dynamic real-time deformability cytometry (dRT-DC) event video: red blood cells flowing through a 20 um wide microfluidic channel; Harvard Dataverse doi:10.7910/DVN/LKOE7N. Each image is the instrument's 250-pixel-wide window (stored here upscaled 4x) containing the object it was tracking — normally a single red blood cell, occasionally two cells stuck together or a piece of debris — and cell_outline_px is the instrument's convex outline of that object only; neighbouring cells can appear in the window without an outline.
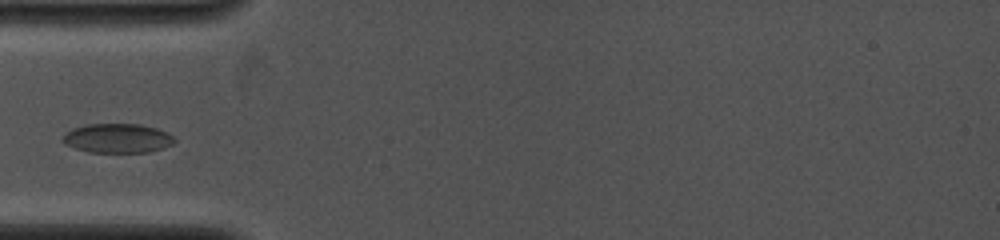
{"species": "common noctule bat (a hibernating species)", "species_latin": "Nyctalus noctula", "temperature_condition": "cold", "stored_images_in_passage": 3, "camera_frame_rate_fps": 4000, "um_per_image_px": 0.085, "animal": {"sex": "female", "body_mass_g": 19.0, "forearm_length_mm": 53.3}, "frame": {"image": 1, "passage_image": 1, "time_ms": 0.0, "image_size_px": [1000, 240], "cell_outline_px": [[176, 140], [172, 144], [148, 152], [88, 152], [64, 144], [60, 140], [72, 128], [84, 124], [140, 124], [156, 128], [168, 132]], "centroid_in_image_um": [9.96, 11.74], "position_along_channel_um": 75.0, "area_um2": 19.02}}
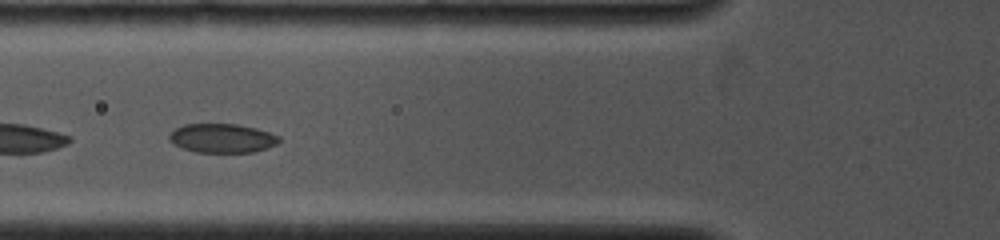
{"frame": {"image": 2, "passage_image": 2, "time_ms": 0.75, "image_size_px": [1000, 240], "cell_outline_px": [[280, 140], [276, 144], [268, 148], [252, 152], [196, 152], [184, 148], [168, 140], [168, 136], [176, 128], [184, 124], [236, 124], [256, 128], [280, 136]], "centroid_in_image_um": [18.9, 11.74], "position_along_channel_um": 106.9, "area_um2": 18.44}}